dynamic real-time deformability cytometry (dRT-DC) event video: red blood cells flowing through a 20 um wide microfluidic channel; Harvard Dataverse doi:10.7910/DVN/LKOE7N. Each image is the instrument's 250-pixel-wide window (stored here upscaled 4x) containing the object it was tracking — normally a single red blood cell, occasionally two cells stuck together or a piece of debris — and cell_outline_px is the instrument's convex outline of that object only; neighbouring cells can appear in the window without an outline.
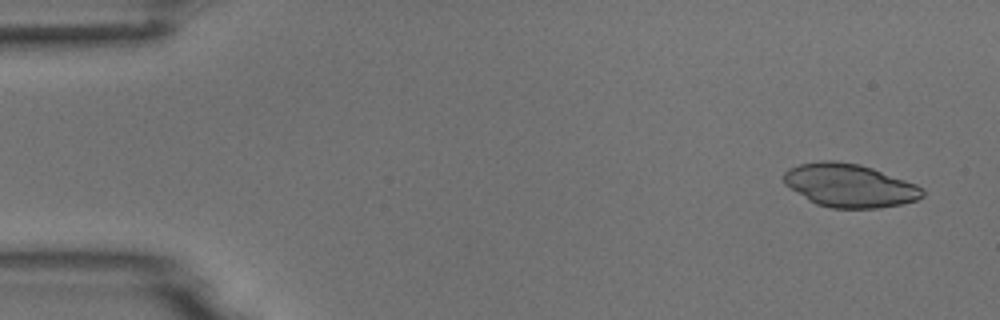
{"species": "common noctule bat (a hibernating species)", "species_latin": "Nyctalus noctula", "temperature_condition": "room temperature", "stored_images_in_passage": 4, "camera_frame_rate_fps": 3000, "um_per_image_px": 0.085, "animal": {"sex": "male", "body_mass_g": 18.8}, "frame": {"image": 1, "passage_image": 1, "time_ms": 0.0, "image_size_px": [1000, 320], "cell_outline_px": [[924, 196], [916, 200], [900, 204], [880, 208], [832, 208], [816, 204], [808, 200], [784, 184], [784, 172], [788, 168], [800, 164], [824, 160], [836, 160], [860, 164], [872, 168], [916, 184], [924, 192]], "centroid_in_image_um": [72.18, 15.76], "position_along_channel_um": 12.8, "area_um2": 34.91}}